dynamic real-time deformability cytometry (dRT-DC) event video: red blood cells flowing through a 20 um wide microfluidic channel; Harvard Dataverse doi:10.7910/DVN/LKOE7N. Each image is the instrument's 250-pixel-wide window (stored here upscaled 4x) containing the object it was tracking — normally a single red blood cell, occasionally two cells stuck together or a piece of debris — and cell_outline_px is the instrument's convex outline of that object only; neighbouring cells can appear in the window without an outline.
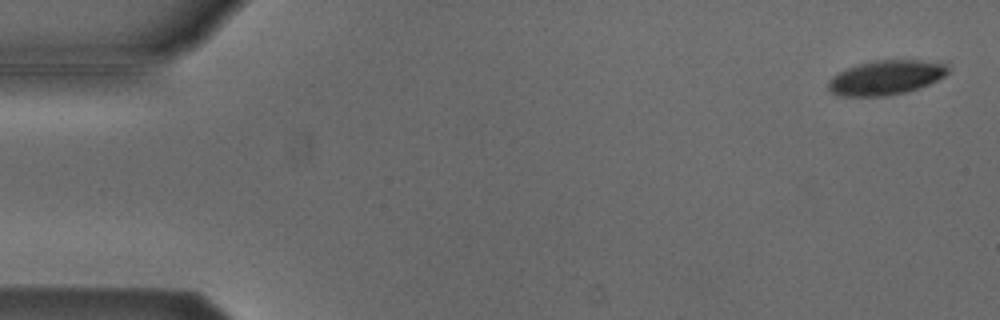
{"species": "Egyptian fruit bat (a non-hibernating species)", "species_latin": "Rousettus aegyptiacus", "temperature_condition": "cold", "stored_images_in_passage": 5, "camera_frame_rate_fps": 3000, "um_per_image_px": 0.085, "animal": {"sex": "male"}, "frame": {"image": 1, "passage_image": 1, "time_ms": 0.0, "image_size_px": [1000, 320], "cell_outline_px": [[952, 68], [944, 76], [928, 84], [904, 92], [884, 96], [844, 96], [832, 92], [828, 88], [828, 80], [832, 76], [848, 68], [860, 64], [876, 60], [948, 60]], "centroid_in_image_um": [75.41, 6.56], "position_along_channel_um": 9.6, "area_um2": 24.22}}
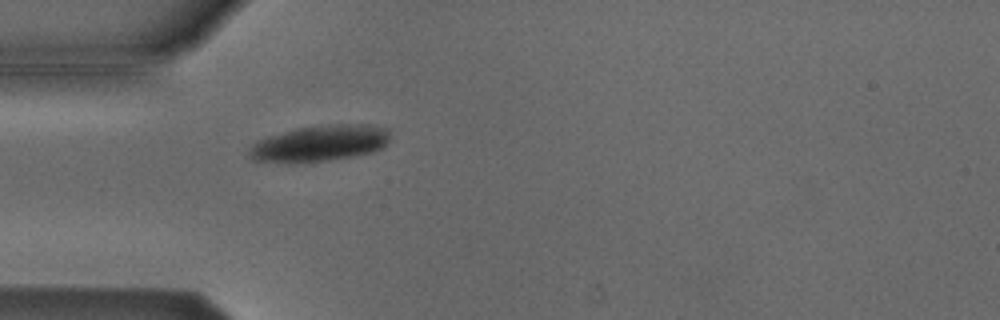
{"frame": {"image": 2, "passage_image": 5, "time_ms": 1.333, "image_size_px": [1000, 320], "cell_outline_px": [[392, 128], [388, 140], [380, 148], [372, 152], [352, 156], [328, 160], [288, 164], [252, 160], [248, 156], [248, 148], [256, 140], [268, 136], [296, 128], [328, 124], [372, 124]], "centroid_in_image_um": [27.15, 12.18], "position_along_channel_um": 57.8, "area_um2": 30.29}}